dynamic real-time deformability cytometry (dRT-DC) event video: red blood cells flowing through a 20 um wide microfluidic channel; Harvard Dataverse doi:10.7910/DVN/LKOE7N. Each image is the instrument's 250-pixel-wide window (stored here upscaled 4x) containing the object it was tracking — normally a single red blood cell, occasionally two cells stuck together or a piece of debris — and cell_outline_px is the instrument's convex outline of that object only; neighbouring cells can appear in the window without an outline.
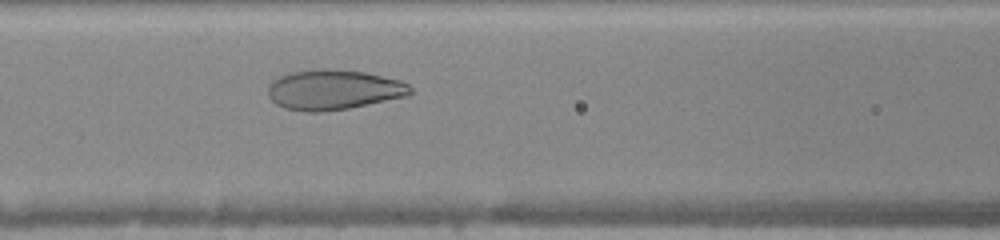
{"species": "human", "species_latin": "Homo sapiens", "temperature_condition": "warm", "stored_images_in_passage": 35, "camera_frame_rate_fps": 3000, "um_per_image_px": 0.085, "donor": {"sex": "female"}, "frame": {"image": 1, "passage_image": 8, "time_ms": 2.333, "image_size_px": [1000, 240], "cell_outline_px": [[412, 92], [408, 96], [348, 108], [320, 112], [304, 112], [284, 108], [276, 104], [268, 96], [268, 84], [272, 80], [280, 76], [292, 72], [324, 68], [364, 72], [400, 80], [408, 84], [412, 88]], "centroid_in_image_um": [28.33, 7.63], "position_along_channel_um": 138.3, "area_um2": 33.23}}
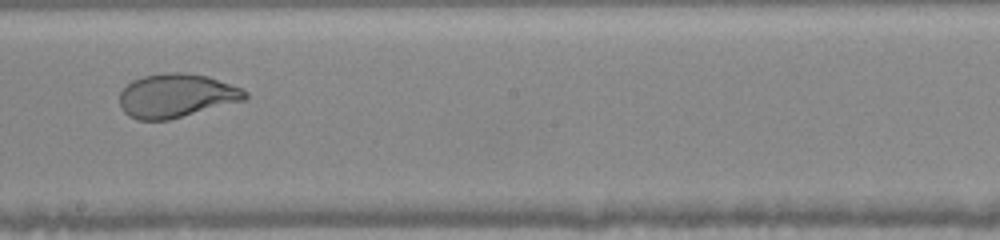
{"frame": {"image": 2, "passage_image": 15, "time_ms": 4.667, "image_size_px": [1000, 240], "cell_outline_px": [[248, 96], [244, 100], [168, 120], [136, 120], [128, 116], [120, 108], [120, 92], [132, 80], [144, 76], [164, 72], [184, 72], [208, 76], [240, 88], [248, 92]], "centroid_in_image_um": [14.95, 8.13], "position_along_channel_um": 233.2, "area_um2": 31.96}}
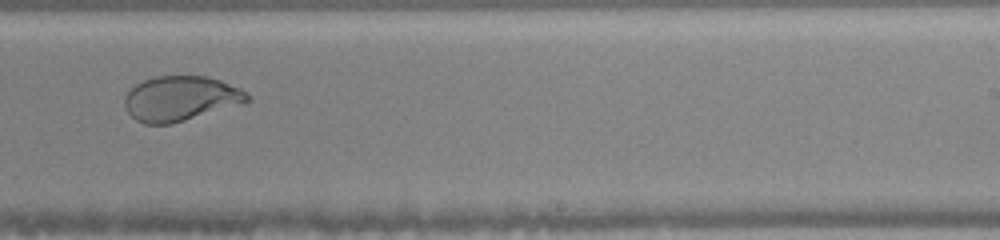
{"frame": {"image": 3, "passage_image": 18, "time_ms": 5.667, "image_size_px": [1000, 240], "cell_outline_px": [[252, 100], [244, 104], [172, 124], [144, 124], [136, 120], [128, 112], [124, 104], [124, 96], [136, 84], [144, 80], [156, 76], [208, 76], [220, 80], [240, 88], [248, 92], [252, 96]], "centroid_in_image_um": [15.4, 8.38], "position_along_channel_um": 273.6, "area_um2": 32.48}, "authors_computed_cell_mechanics": {"area_um2": 34.7378, "velocity_mm_per_s": 4.0796, "shape_relaxation_time_tau1_ms": 8.9758, "shape_relaxation_time_tau2_ms": null, "deformation_change_tau1": 0.3002, "deformation_change_tau2": null}}